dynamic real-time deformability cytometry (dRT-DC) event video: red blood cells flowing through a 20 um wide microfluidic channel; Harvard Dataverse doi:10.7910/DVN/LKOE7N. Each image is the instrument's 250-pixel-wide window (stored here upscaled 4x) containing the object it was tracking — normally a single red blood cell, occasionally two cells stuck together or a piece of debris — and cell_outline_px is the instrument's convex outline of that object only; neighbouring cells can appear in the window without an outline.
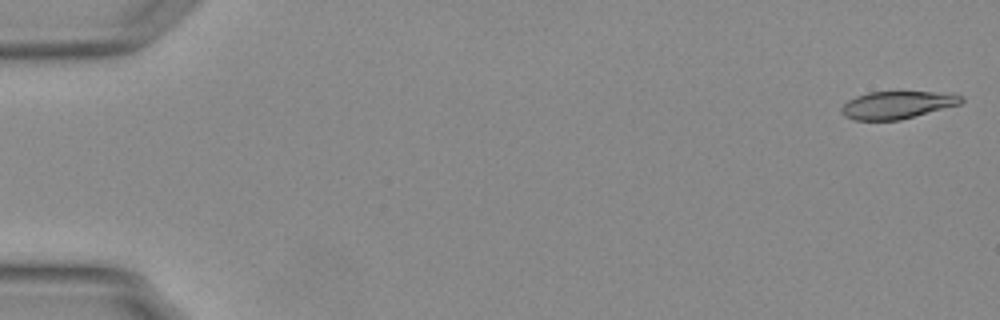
{"species": "Egyptian fruit bat (a non-hibernating species)", "species_latin": "Rousettus aegyptiacus", "temperature_condition": "warm", "stored_images_in_passage": 55, "camera_frame_rate_fps": 3000, "um_per_image_px": 0.085, "animal": {"sex": "female"}, "frame": {"image": 1, "passage_image": 2, "time_ms": 0.333, "image_size_px": [1000, 320], "cell_outline_px": [[964, 100], [960, 104], [900, 120], [856, 120], [844, 116], [840, 112], [840, 108], [848, 100], [856, 96], [868, 92], [932, 92], [964, 96]], "centroid_in_image_um": [76.22, 8.92], "position_along_channel_um": 8.8, "area_um2": 19.07}}
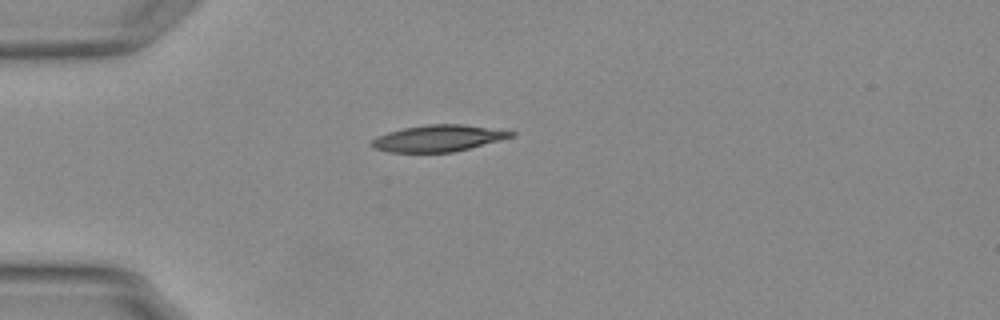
{"frame": {"image": 2, "passage_image": 16, "time_ms": 5.0, "image_size_px": [1000, 320], "cell_outline_px": [[516, 136], [452, 152], [388, 152], [372, 148], [368, 144], [376, 136], [388, 132], [404, 128], [428, 124], [464, 124], [516, 132]], "centroid_in_image_um": [37.21, 11.75], "position_along_channel_um": 47.8, "area_um2": 21.5}}
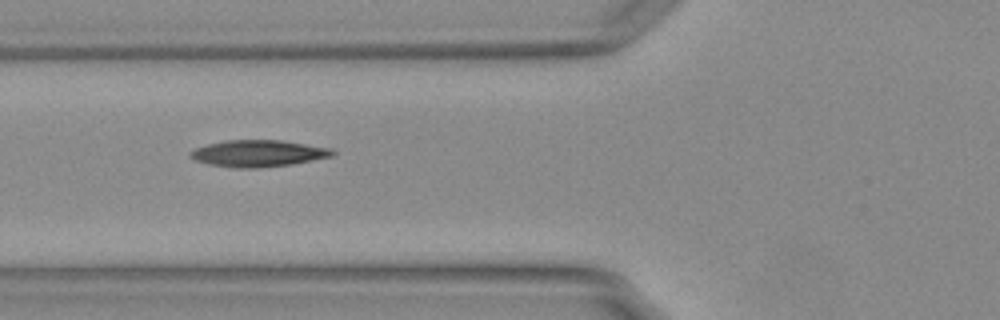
{"frame": {"image": 3, "passage_image": 22, "time_ms": 7.0, "image_size_px": [1000, 320], "cell_outline_px": [[336, 152], [332, 156], [292, 164], [256, 168], [232, 168], [208, 164], [196, 160], [188, 156], [188, 152], [196, 148], [208, 144], [224, 140], [280, 140], [332, 148]], "centroid_in_image_um": [21.92, 13.04], "position_along_channel_um": 103.9, "area_um2": 22.14}, "authors_computed_cell_mechanics": {"area_um2": 20.9814, "velocity_mm_per_s": 3.776, "shape_relaxation_time_tau1_ms": 6.2089, "shape_relaxation_time_tau2_ms": 2.3217, "deformation_change_tau1": 0.2367, "deformation_change_tau2": 0.1014}}